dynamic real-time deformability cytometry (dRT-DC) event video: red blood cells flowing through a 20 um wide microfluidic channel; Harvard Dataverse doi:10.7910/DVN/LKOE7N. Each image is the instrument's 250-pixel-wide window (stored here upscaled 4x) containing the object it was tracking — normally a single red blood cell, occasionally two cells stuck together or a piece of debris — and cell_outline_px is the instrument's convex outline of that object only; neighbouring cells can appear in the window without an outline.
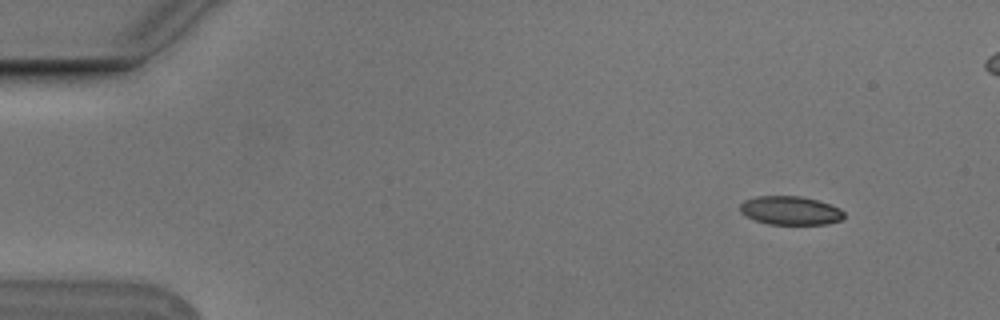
{"species": "Egyptian fruit bat (a non-hibernating species)", "species_latin": "Rousettus aegyptiacus", "temperature_condition": "cold", "stored_images_in_passage": 5, "camera_frame_rate_fps": 3000, "um_per_image_px": 0.085, "animal": {"sex": "male"}, "frame": {"image": 1, "passage_image": 1, "time_ms": 0.0, "image_size_px": [1000, 320], "cell_outline_px": [[844, 216], [840, 220], [828, 224], [768, 224], [744, 216], [740, 212], [740, 204], [744, 200], [756, 196], [800, 196], [816, 200], [840, 208], [844, 212]], "centroid_in_image_um": [67.15, 17.89], "position_along_channel_um": 17.9, "area_um2": 17.34}}